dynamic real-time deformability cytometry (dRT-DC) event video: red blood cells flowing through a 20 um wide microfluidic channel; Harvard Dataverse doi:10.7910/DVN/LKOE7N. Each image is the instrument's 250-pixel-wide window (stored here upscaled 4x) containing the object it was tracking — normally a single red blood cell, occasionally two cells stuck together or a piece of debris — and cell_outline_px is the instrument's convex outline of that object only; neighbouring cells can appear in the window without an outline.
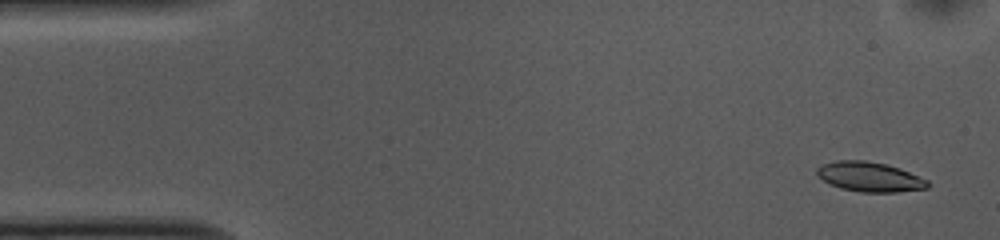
{"species": "common noctule bat (a hibernating species)", "species_latin": "Nyctalus noctula", "temperature_condition": "cold", "stored_images_in_passage": 53, "camera_frame_rate_fps": 3000, "um_per_image_px": 0.085, "animal": {"sex": "female", "body_mass_g": 10.0, "forearm_length_mm": 53.1}, "frame": {"image": 1, "passage_image": 3, "time_ms": 0.667, "image_size_px": [1000, 240], "cell_outline_px": [[932, 184], [928, 188], [896, 192], [860, 192], [840, 188], [828, 184], [816, 176], [816, 168], [820, 164], [836, 160], [864, 160], [884, 164], [900, 168], [928, 180]], "centroid_in_image_um": [73.88, 15.03], "position_along_channel_um": 11.1, "area_um2": 19.48}}
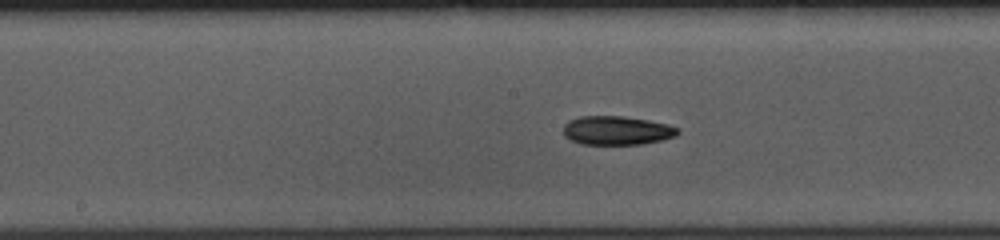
{"frame": {"image": 2, "passage_image": 26, "time_ms": 8.333, "image_size_px": [1000, 240], "cell_outline_px": [[680, 132], [676, 136], [644, 144], [580, 144], [564, 136], [564, 124], [568, 120], [580, 116], [624, 116], [648, 120], [668, 124], [680, 128]], "centroid_in_image_um": [52.44, 11.08], "position_along_channel_um": 195.8, "area_um2": 19.36}}
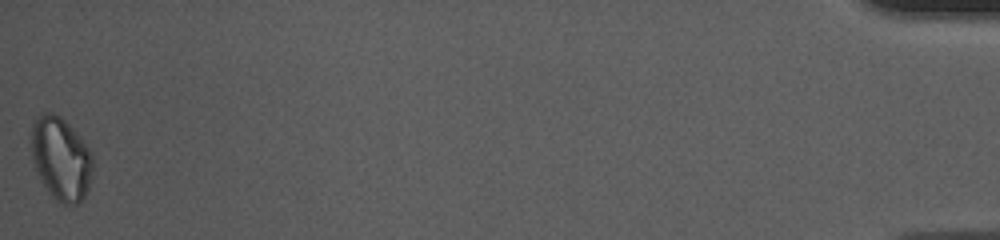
{"frame": {"image": 3, "passage_image": 53, "time_ms": 17.333, "image_size_px": [1000, 240], "cell_outline_px": [[92, 172], [88, 188], [84, 196], [76, 204], [64, 204], [52, 196], [48, 192], [40, 180], [32, 160], [32, 120], [36, 116], [44, 112], [52, 112], [60, 116], [80, 136], [92, 152]], "centroid_in_image_um": [5.17, 13.45], "position_along_channel_um": 430.0, "area_um2": 29.77}, "authors_computed_cell_mechanics": {"area_um2": 19.8832, "velocity_mm_per_s": 3.7371, "shape_relaxation_time_tau1_ms": 6.714, "shape_relaxation_time_tau2_ms": null, "deformation_change_tau1": 0.1252, "deformation_change_tau2": null}}